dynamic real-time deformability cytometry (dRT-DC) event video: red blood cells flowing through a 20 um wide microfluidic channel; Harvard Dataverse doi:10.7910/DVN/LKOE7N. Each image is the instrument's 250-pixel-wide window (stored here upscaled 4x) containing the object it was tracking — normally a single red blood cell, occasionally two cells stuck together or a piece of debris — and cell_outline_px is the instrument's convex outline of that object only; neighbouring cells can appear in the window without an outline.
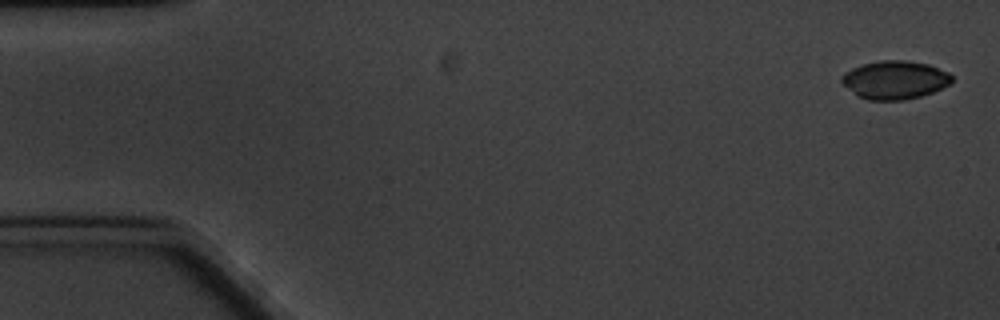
{"species": "common noctule bat (a hibernating species)", "species_latin": "Nyctalus noctula", "temperature_condition": "cold", "stored_images_in_passage": 8, "camera_frame_rate_fps": 3000, "um_per_image_px": 0.085, "animal": {"sex": "male", "body_mass_g": 20.1, "forearm_length_mm": 53.5}, "frame": {"image": 1, "passage_image": 1, "time_ms": 0.0, "image_size_px": [1000, 320], "cell_outline_px": [[952, 80], [948, 84], [932, 92], [920, 96], [904, 100], [868, 100], [856, 96], [840, 80], [840, 76], [844, 72], [852, 68], [864, 64], [880, 60], [904, 60], [928, 64], [948, 72], [952, 76]], "centroid_in_image_um": [76.02, 6.79], "position_along_channel_um": 9.0, "area_um2": 24.51}}